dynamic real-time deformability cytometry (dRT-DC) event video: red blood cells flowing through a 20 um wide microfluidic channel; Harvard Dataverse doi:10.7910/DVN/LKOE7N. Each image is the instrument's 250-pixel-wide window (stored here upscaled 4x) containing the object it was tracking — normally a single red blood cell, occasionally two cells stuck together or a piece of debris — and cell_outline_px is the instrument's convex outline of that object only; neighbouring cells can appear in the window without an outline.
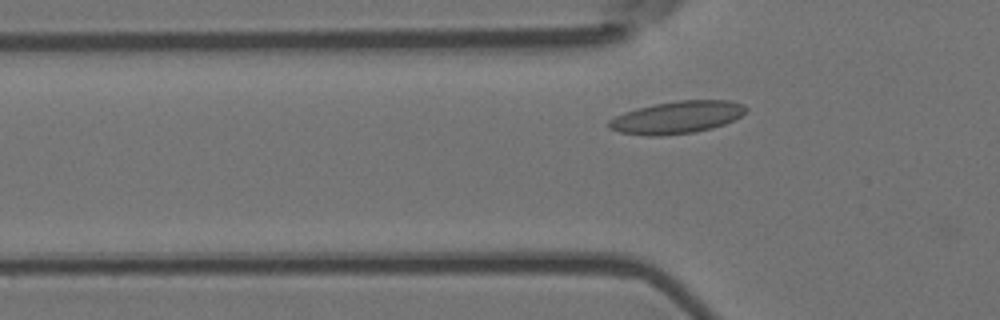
{"species": "Egyptian fruit bat (a non-hibernating species)", "species_latin": "Rousettus aegyptiacus", "temperature_condition": "room temperature", "stored_images_in_passage": 40, "camera_frame_rate_fps": 3000, "um_per_image_px": 0.085, "animal": {"sex": "female"}, "frame": {"image": 1, "passage_image": 3, "time_ms": 0.667, "image_size_px": [1000, 320], "cell_outline_px": [[748, 108], [740, 116], [724, 124], [712, 128], [692, 132], [660, 136], [648, 136], [620, 132], [608, 128], [608, 120], [624, 112], [636, 108], [676, 100], [728, 100], [744, 104]], "centroid_in_image_um": [57.52, 9.97], "position_along_channel_um": 68.3, "area_um2": 25.78}}
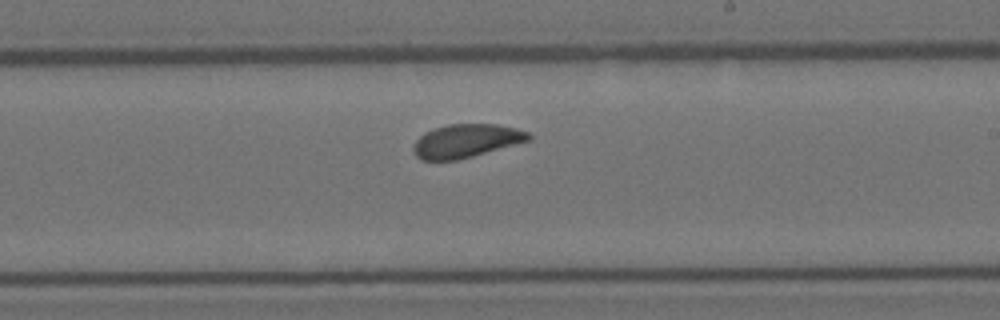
{"frame": {"image": 2, "passage_image": 18, "time_ms": 5.667, "image_size_px": [1000, 320], "cell_outline_px": [[532, 140], [472, 156], [456, 160], [420, 160], [416, 156], [412, 148], [416, 140], [424, 132], [448, 124], [496, 124], [516, 128], [528, 132], [532, 136]], "centroid_in_image_um": [39.63, 11.97], "position_along_channel_um": 249.4, "area_um2": 22.43}}
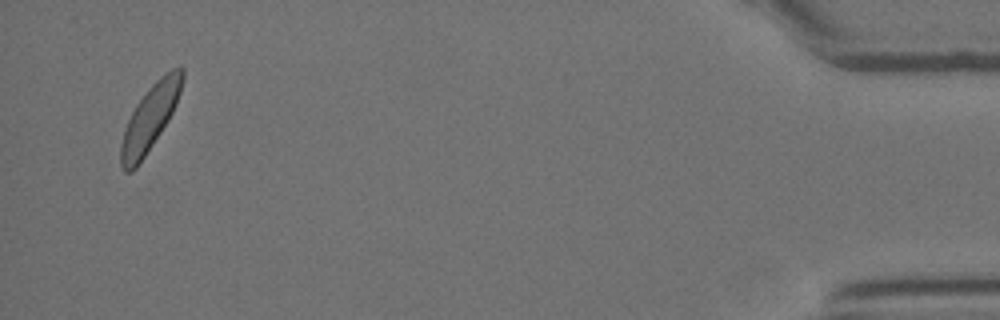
{"frame": {"image": 3, "passage_image": 39, "time_ms": 12.667, "image_size_px": [1000, 320], "cell_outline_px": [[184, 76], [180, 92], [176, 104], [168, 120], [136, 168], [132, 172], [124, 172], [120, 168], [120, 144], [124, 128], [136, 104], [148, 88], [160, 76], [172, 68], [180, 64], [184, 68]], "centroid_in_image_um": [12.73, 10.0], "position_along_channel_um": 422.5, "area_um2": 23.41}}